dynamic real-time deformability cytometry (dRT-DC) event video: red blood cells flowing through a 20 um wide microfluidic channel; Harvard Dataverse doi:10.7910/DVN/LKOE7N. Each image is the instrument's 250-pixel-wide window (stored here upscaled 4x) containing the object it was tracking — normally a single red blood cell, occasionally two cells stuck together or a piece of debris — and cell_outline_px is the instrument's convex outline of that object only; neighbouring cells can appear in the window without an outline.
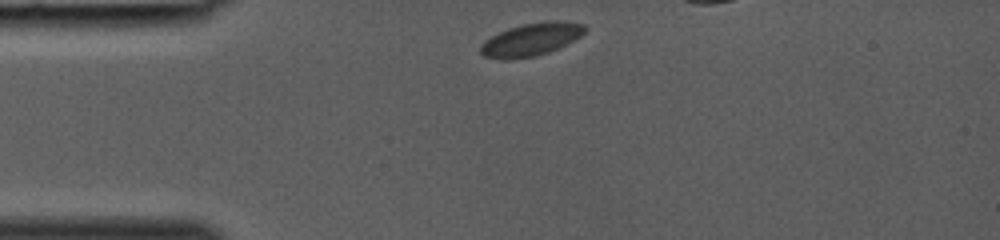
{"species": "common noctule bat (a hibernating species)", "species_latin": "Nyctalus noctula", "temperature_condition": "room temperature", "stored_images_in_passage": 4, "segment_of_instrument_passage": [1, 2], "camera_frame_rate_fps": 3000, "um_per_image_px": 0.085, "animal": {"sex": "female", "body_mass_g": 19.0, "forearm_length_mm": 53.3}, "frame": {"image": 1, "passage_image": 1, "time_ms": 0.0, "image_size_px": [1000, 240], "cell_outline_px": [[588, 28], [580, 36], [548, 52], [536, 56], [508, 60], [500, 60], [484, 56], [480, 52], [480, 44], [484, 40], [508, 28], [524, 24], [548, 20], [560, 20], [584, 24]], "centroid_in_image_um": [45.11, 3.35], "position_along_channel_um": 39.9, "area_um2": 19.94}}
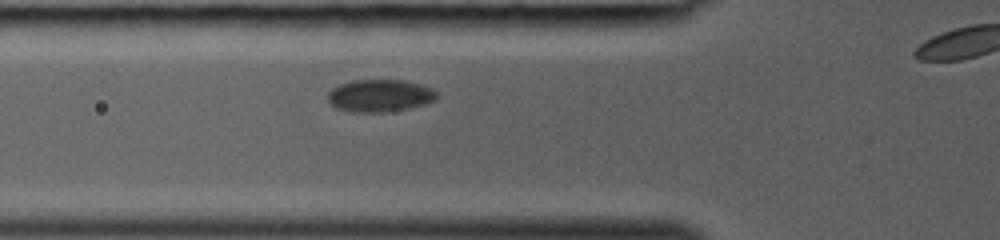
{"frame": {"image": 2, "passage_image": 3, "time_ms": 0.667, "image_size_px": [1000, 240], "cell_outline_px": [[436, 100], [424, 104], [408, 108], [384, 112], [352, 112], [336, 108], [328, 100], [328, 92], [332, 88], [340, 84], [352, 80], [404, 80], [432, 88], [436, 92]], "centroid_in_image_um": [32.26, 8.13], "position_along_channel_um": 93.5, "area_um2": 20.46}}